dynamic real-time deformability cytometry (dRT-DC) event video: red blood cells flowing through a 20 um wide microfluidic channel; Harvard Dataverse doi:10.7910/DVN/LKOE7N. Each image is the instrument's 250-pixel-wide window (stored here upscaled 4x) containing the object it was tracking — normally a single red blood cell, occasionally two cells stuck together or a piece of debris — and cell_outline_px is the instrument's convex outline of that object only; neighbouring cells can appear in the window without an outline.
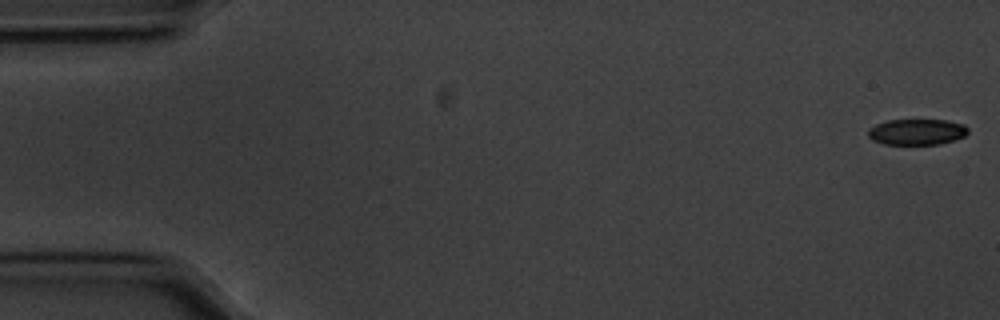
{"species": "common noctule bat (a hibernating species)", "species_latin": "Nyctalus noctula", "temperature_condition": "cold", "stored_images_in_passage": 56, "camera_frame_rate_fps": 3000, "um_per_image_px": 0.085, "animal": {"sex": "male", "body_mass_g": 20.1, "forearm_length_mm": 53.5}, "frame": {"image": 1, "passage_image": 1, "time_ms": 0.0, "image_size_px": [1000, 320], "cell_outline_px": [[968, 132], [964, 136], [940, 144], [884, 144], [872, 140], [868, 136], [868, 128], [876, 124], [888, 120], [948, 120], [964, 124], [968, 128]], "centroid_in_image_um": [77.92, 11.2], "position_along_channel_um": 7.1, "area_um2": 15.09}}
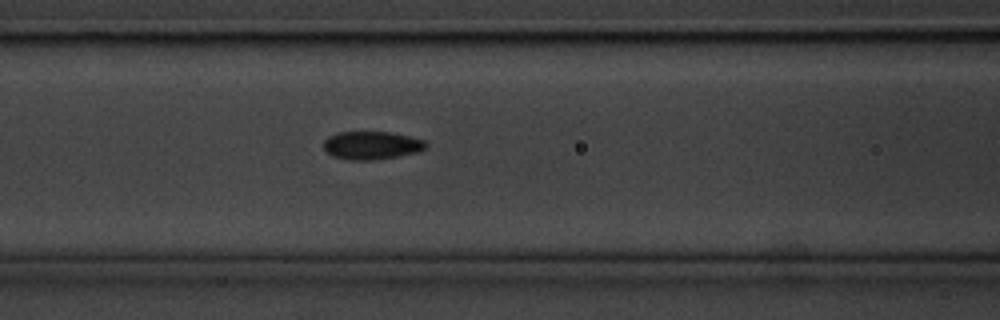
{"frame": {"image": 2, "passage_image": 23, "time_ms": 7.333, "image_size_px": [1000, 320], "cell_outline_px": [[428, 144], [424, 148], [416, 152], [400, 156], [372, 160], [348, 160], [332, 156], [324, 148], [324, 140], [328, 136], [336, 132], [388, 132], [408, 136], [424, 140]], "centroid_in_image_um": [31.56, 12.35], "position_along_channel_um": 135.0, "area_um2": 16.7}}
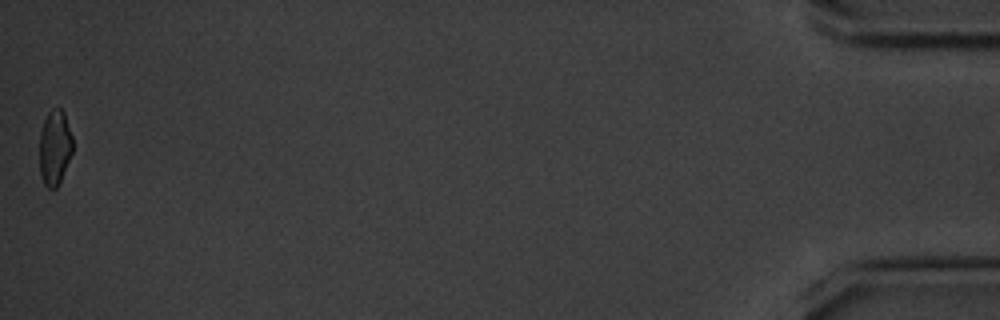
{"frame": {"image": 3, "passage_image": 56, "time_ms": 18.333, "image_size_px": [1000, 320], "cell_outline_px": [[72, 152], [60, 180], [56, 188], [48, 188], [44, 184], [40, 172], [40, 132], [44, 120], [48, 112], [52, 108], [60, 108], [64, 112], [72, 136]], "centroid_in_image_um": [4.65, 12.51], "position_along_channel_um": 430.6, "area_um2": 14.33}, "authors_computed_cell_mechanics": {"area_um2": 16.5308, "velocity_mm_per_s": 3.5639, "shape_relaxation_time_tau1_ms": 2.6125, "shape_relaxation_time_tau2_ms": 3.0198, "deformation_change_tau1": 0.0955, "deformation_change_tau2": 0.0744}}